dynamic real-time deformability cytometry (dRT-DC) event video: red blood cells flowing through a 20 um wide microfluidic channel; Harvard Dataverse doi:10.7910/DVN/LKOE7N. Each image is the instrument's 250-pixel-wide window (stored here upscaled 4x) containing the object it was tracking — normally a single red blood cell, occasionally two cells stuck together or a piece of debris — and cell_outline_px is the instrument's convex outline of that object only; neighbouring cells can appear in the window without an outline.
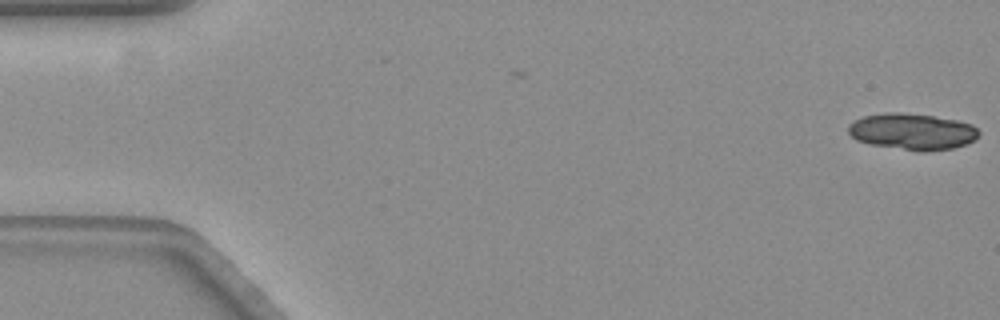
{"species": "common noctule bat (a hibernating species)", "species_latin": "Nyctalus noctula", "temperature_condition": "warm", "stored_images_in_passage": 16, "camera_frame_rate_fps": 3000, "um_per_image_px": 0.085, "animal": {"sex": "female", "body_mass_g": 19.3, "forearm_length_mm": 54.1}, "frame": {"image": 1, "passage_image": 1, "time_ms": 0.0, "image_size_px": [1000, 320], "cell_outline_px": [[980, 132], [972, 140], [964, 144], [952, 148], [924, 152], [920, 152], [872, 144], [856, 140], [848, 132], [848, 124], [864, 116], [892, 112], [896, 112], [932, 116], [956, 120], [972, 124]], "centroid_in_image_um": [77.53, 11.19], "position_along_channel_um": 7.5, "area_um2": 27.28}}